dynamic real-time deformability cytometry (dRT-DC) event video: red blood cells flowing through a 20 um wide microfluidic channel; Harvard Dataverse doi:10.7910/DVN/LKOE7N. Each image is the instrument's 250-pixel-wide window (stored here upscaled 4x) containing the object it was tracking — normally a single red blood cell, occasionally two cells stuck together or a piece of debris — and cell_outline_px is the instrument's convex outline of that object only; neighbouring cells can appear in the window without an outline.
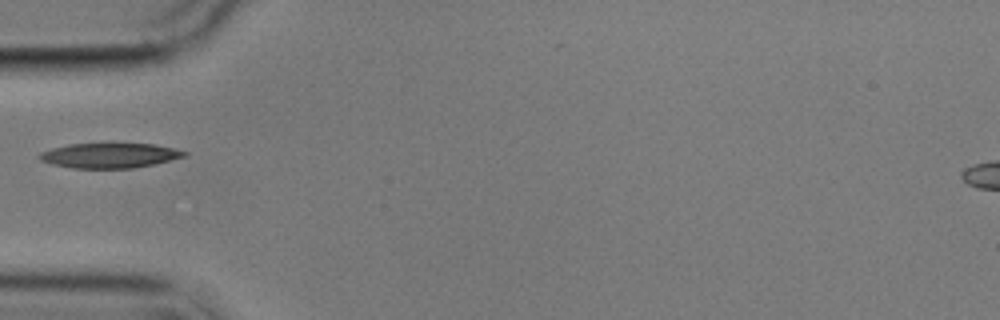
{"species": "common noctule bat (a hibernating species)", "species_latin": "Nyctalus noctula", "temperature_condition": "cold", "stored_images_in_passage": 10, "camera_frame_rate_fps": 3000, "um_per_image_px": 0.085, "animal": {"sex": "male", "body_mass_g": 17.9}, "frame": {"image": 1, "passage_image": 4, "time_ms": 4.667, "image_size_px": [1000, 320], "cell_outline_px": [[188, 156], [152, 164], [132, 168], [72, 168], [52, 164], [40, 160], [36, 156], [40, 152], [52, 148], [68, 144], [156, 144], [188, 152]], "centroid_in_image_um": [9.29, 13.22], "position_along_channel_um": 75.7, "area_um2": 20.92}}
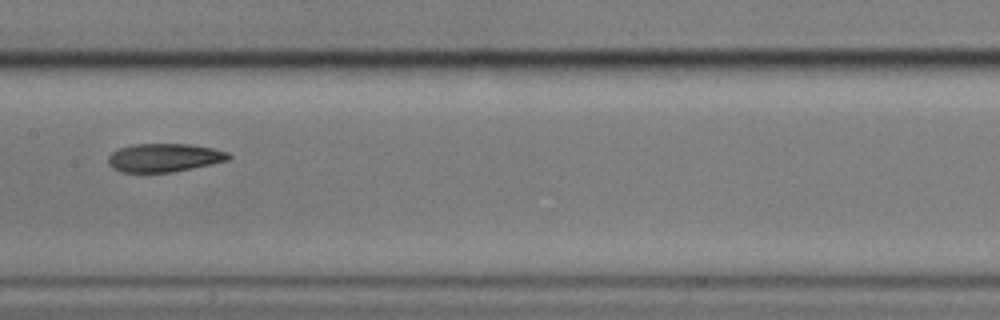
{"frame": {"image": 2, "passage_image": 7, "time_ms": 8.0, "image_size_px": [1000, 320], "cell_outline_px": [[232, 156], [228, 160], [212, 164], [172, 172], [120, 172], [112, 168], [108, 164], [108, 156], [112, 152], [120, 148], [132, 144], [188, 144], [212, 148], [228, 152]], "centroid_in_image_um": [13.94, 13.4], "position_along_channel_um": 193.5, "area_um2": 19.94}}
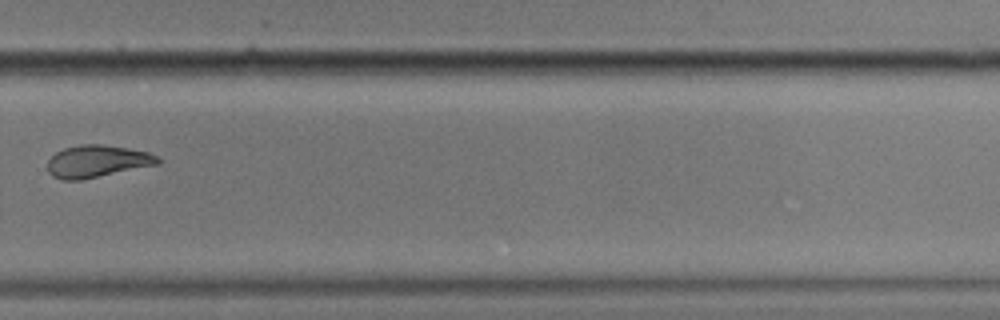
{"frame": {"image": 3, "passage_image": 10, "time_ms": 11.667, "image_size_px": [1000, 320], "cell_outline_px": [[160, 164], [80, 180], [64, 180], [52, 176], [48, 172], [48, 160], [56, 152], [64, 148], [80, 144], [100, 144], [128, 148], [148, 152], [160, 156]], "centroid_in_image_um": [8.27, 13.7], "position_along_channel_um": 321.5, "area_um2": 20.75}}